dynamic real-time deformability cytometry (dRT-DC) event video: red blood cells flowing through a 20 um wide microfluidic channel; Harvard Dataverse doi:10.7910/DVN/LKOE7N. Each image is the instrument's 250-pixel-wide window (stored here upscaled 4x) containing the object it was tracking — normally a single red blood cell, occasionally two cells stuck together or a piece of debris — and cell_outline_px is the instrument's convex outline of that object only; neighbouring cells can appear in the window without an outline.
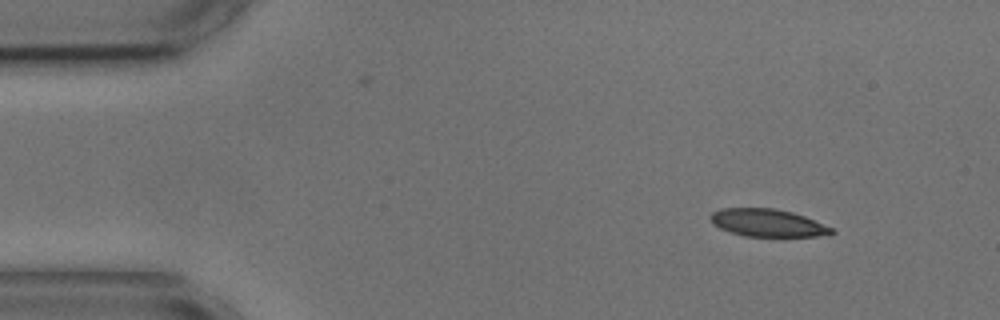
{"species": "common noctule bat (a hibernating species)", "species_latin": "Nyctalus noctula", "temperature_condition": "cold", "stored_images_in_passage": 4, "segment_of_instrument_passage": [1, 2], "camera_frame_rate_fps": 3000, "um_per_image_px": 0.085, "animal": {"sex": "male", "body_mass_g": 17.9, "forearm_length_mm": 54.2}, "frame": {"image": 1, "passage_image": 1, "time_ms": 0.0, "image_size_px": [1000, 320], "cell_outline_px": [[836, 232], [816, 236], [744, 236], [720, 228], [712, 224], [708, 216], [712, 212], [720, 208], [776, 208], [792, 212], [804, 216], [832, 228]], "centroid_in_image_um": [65.18, 18.93], "position_along_channel_um": 19.8, "area_um2": 19.36}}